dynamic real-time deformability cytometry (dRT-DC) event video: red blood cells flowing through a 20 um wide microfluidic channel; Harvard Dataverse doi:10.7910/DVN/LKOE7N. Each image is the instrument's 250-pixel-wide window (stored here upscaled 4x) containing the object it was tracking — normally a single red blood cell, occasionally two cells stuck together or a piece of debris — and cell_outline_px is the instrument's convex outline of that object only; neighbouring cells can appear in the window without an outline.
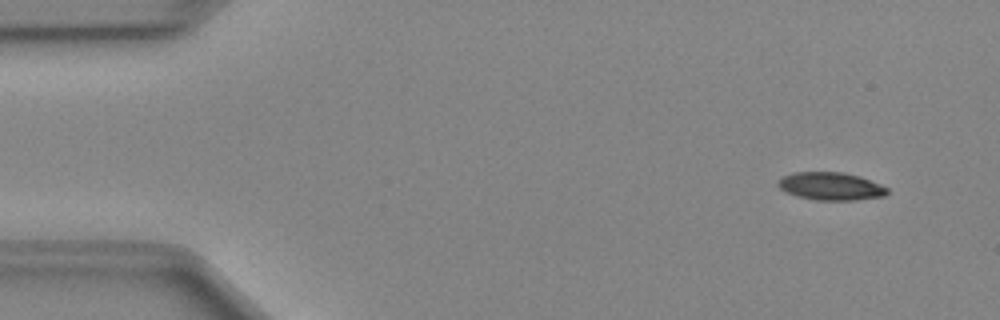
{"species": "Egyptian fruit bat (a non-hibernating species)", "species_latin": "Rousettus aegyptiacus", "temperature_condition": "cold", "stored_images_in_passage": 50, "camera_frame_rate_fps": 3000, "um_per_image_px": 0.085, "animal": {"sex": "female"}, "frame": {"image": 1, "passage_image": 4, "time_ms": 1.0, "image_size_px": [1000, 320], "cell_outline_px": [[888, 192], [884, 196], [856, 200], [816, 200], [796, 196], [784, 192], [776, 184], [776, 180], [780, 176], [792, 172], [844, 172], [860, 176], [880, 184], [888, 188]], "centroid_in_image_um": [70.55, 15.82], "position_along_channel_um": 14.4, "area_um2": 18.03}}
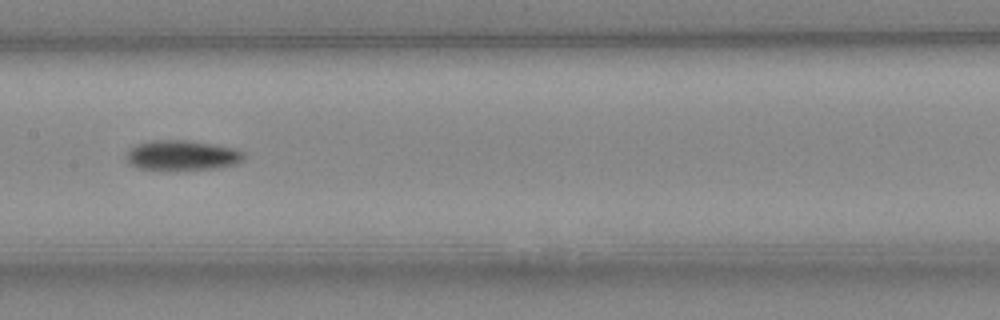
{"frame": {"image": 2, "passage_image": 25, "time_ms": 8.0, "image_size_px": [1000, 320], "cell_outline_px": [[244, 156], [236, 164], [212, 168], [136, 168], [128, 164], [124, 160], [124, 156], [128, 148], [136, 144], [148, 140], [188, 140], [236, 148], [244, 152]], "centroid_in_image_um": [15.38, 13.16], "position_along_channel_um": 192.0, "area_um2": 20.35}}
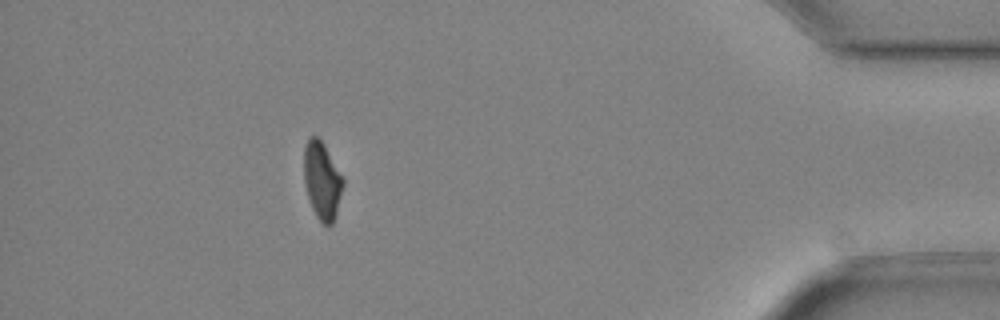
{"frame": {"image": 3, "passage_image": 45, "time_ms": 14.667, "image_size_px": [1000, 320], "cell_outline_px": [[344, 184], [336, 216], [332, 224], [328, 228], [316, 216], [312, 208], [304, 184], [304, 148], [308, 136], [316, 136], [324, 144], [344, 180]], "centroid_in_image_um": [27.37, 15.37], "position_along_channel_um": 407.8, "area_um2": 17.69}, "authors_computed_cell_mechanics": {"area_um2": 18.8428, "velocity_mm_per_s": 4.0399, "shape_relaxation_time_tau1_ms": 9.2158, "shape_relaxation_time_tau2_ms": null, "deformation_change_tau1": 0.1814, "deformation_change_tau2": null}}